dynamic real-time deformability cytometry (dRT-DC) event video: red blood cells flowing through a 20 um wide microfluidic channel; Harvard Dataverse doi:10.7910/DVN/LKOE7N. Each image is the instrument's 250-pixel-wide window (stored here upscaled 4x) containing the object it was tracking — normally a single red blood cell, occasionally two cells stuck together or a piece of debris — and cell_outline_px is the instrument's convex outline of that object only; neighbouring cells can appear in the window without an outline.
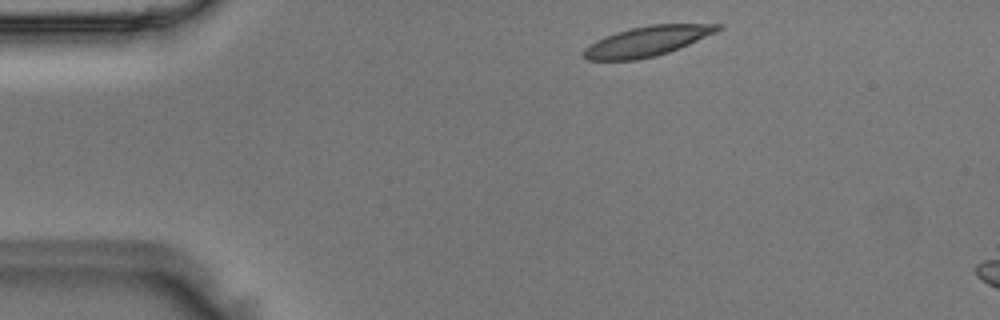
{"species": "Egyptian fruit bat (a non-hibernating species)", "species_latin": "Rousettus aegyptiacus", "temperature_condition": "room temperature", "stored_images_in_passage": 7, "camera_frame_rate_fps": 3000, "um_per_image_px": 0.085, "animal": {"sex": "male"}, "frame": {"image": 1, "passage_image": 2, "time_ms": 0.333, "image_size_px": [1000, 320], "cell_outline_px": [[724, 28], [716, 32], [688, 44], [668, 52], [656, 56], [636, 60], [584, 60], [580, 56], [580, 52], [588, 44], [596, 40], [616, 32], [632, 28], [652, 24], [724, 24]], "centroid_in_image_um": [54.95, 3.51], "position_along_channel_um": 30.1, "area_um2": 23.52}}